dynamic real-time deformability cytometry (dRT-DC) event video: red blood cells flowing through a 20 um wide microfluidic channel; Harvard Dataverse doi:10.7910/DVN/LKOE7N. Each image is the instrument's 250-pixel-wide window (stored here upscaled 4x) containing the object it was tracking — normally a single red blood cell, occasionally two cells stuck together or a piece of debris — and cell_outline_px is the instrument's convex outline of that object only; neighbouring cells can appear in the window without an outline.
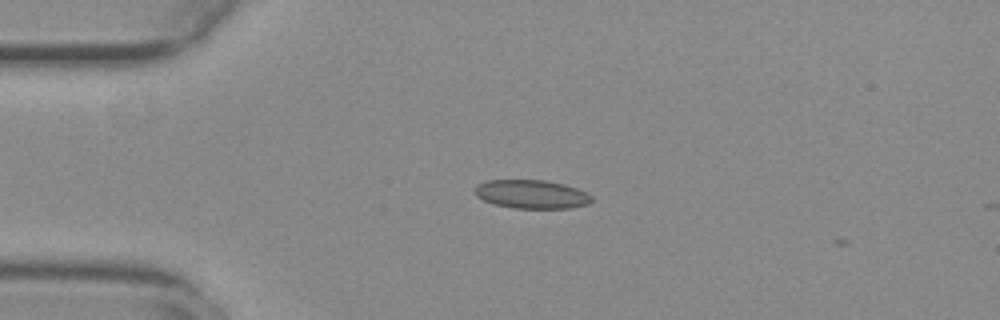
{"species": "common noctule bat (a hibernating species)", "species_latin": "Nyctalus noctula", "temperature_condition": "warm", "stored_images_in_passage": 4, "camera_frame_rate_fps": 3000, "um_per_image_px": 0.085, "animal": {"sex": "female", "body_mass_g": 29.2, "forearm_length_mm": 56.3}, "frame": {"image": 1, "passage_image": 1, "time_ms": 0.0, "image_size_px": [1000, 320], "cell_outline_px": [[592, 200], [588, 204], [572, 208], [512, 208], [496, 204], [484, 200], [476, 196], [476, 184], [488, 180], [544, 180], [564, 184], [588, 192], [592, 196]], "centroid_in_image_um": [45.22, 16.51], "position_along_channel_um": 39.8, "area_um2": 19.48}}